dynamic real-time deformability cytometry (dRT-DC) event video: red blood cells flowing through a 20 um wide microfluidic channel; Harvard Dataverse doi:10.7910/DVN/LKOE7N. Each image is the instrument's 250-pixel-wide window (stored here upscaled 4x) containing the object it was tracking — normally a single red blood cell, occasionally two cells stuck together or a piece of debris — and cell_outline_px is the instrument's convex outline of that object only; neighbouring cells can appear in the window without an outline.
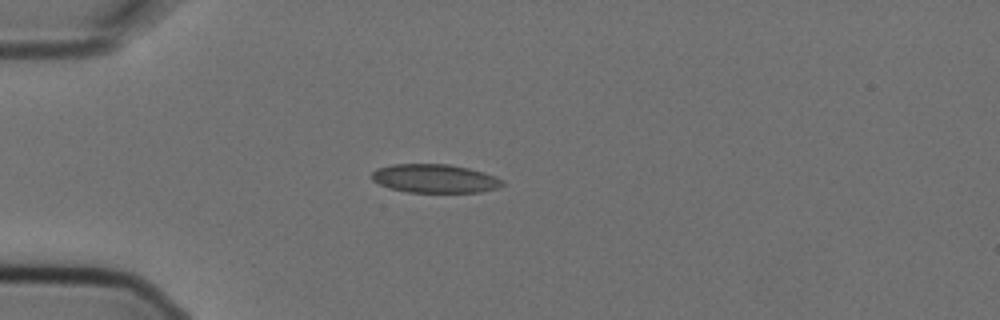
{"species": "Egyptian fruit bat (a non-hibernating species)", "species_latin": "Rousettus aegyptiacus", "temperature_condition": "cold", "stored_images_in_passage": 7, "camera_frame_rate_fps": 3000, "um_per_image_px": 0.085, "animal": {"sex": "female"}, "frame": {"image": 1, "passage_image": 4, "time_ms": 1.0, "image_size_px": [1000, 320], "cell_outline_px": [[504, 184], [500, 188], [480, 192], [408, 192], [392, 188], [380, 184], [372, 180], [372, 172], [376, 168], [392, 164], [448, 164], [468, 168], [496, 176], [504, 180]], "centroid_in_image_um": [36.99, 15.17], "position_along_channel_um": 48.0, "area_um2": 21.79}}
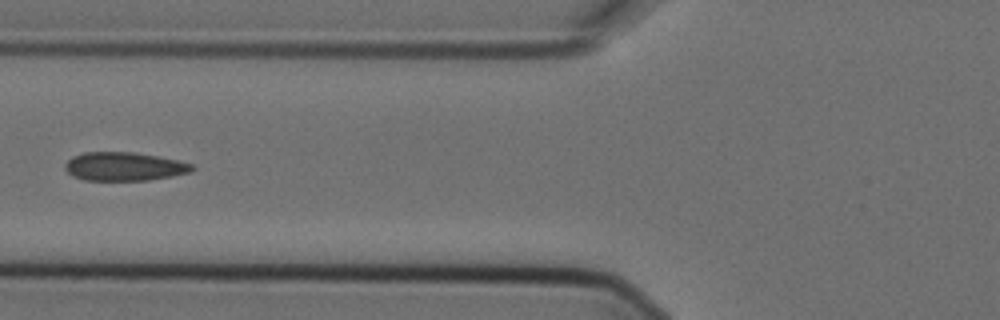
{"frame": {"image": 2, "passage_image": 6, "time_ms": 1.667, "image_size_px": [1000, 320], "cell_outline_px": [[196, 168], [188, 172], [172, 176], [148, 180], [84, 180], [72, 176], [64, 168], [64, 164], [72, 156], [84, 152], [132, 152], [156, 156], [176, 160], [192, 164]], "centroid_in_image_um": [10.51, 14.15], "position_along_channel_um": 115.3, "area_um2": 21.04}}
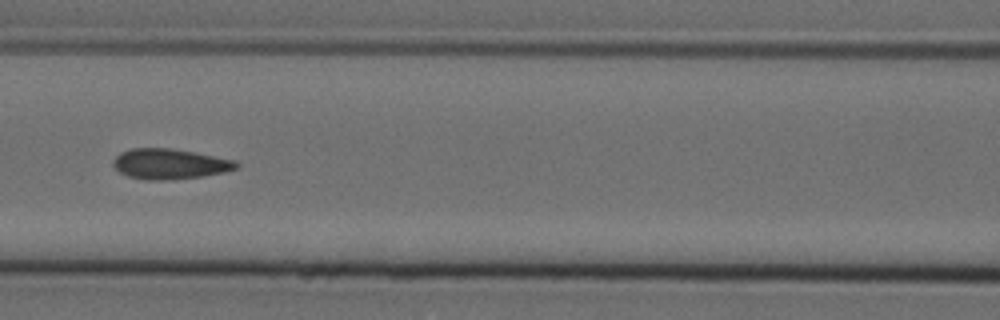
{"frame": {"image": 3, "passage_image": 7, "time_ms": 2.0, "image_size_px": [1000, 320], "cell_outline_px": [[240, 168], [224, 172], [204, 176], [160, 180], [144, 180], [128, 176], [120, 172], [112, 164], [112, 160], [120, 152], [132, 148], [172, 148], [236, 160], [240, 164]], "centroid_in_image_um": [14.44, 13.93], "position_along_channel_um": 152.2, "area_um2": 21.85}}